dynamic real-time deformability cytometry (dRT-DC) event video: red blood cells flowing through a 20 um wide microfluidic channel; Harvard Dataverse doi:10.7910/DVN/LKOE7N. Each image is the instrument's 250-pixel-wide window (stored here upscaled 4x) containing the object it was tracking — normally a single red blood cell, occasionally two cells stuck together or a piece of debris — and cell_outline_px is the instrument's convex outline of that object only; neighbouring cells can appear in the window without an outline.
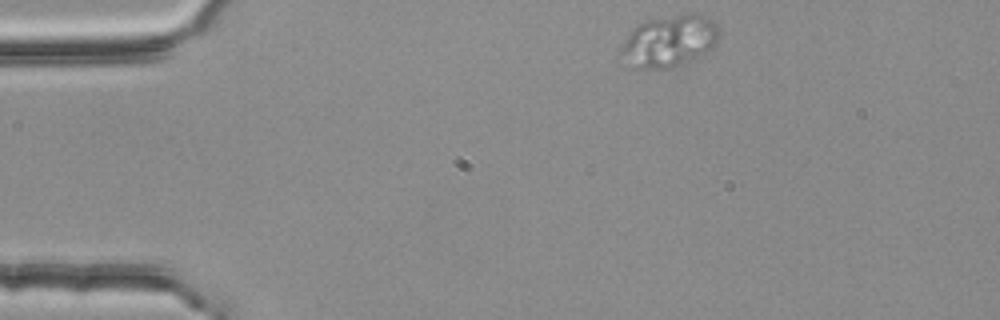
{"species": "common noctule bat (a hibernating species)", "species_latin": "Nyctalus noctula", "temperature_condition": "room temperature", "stored_images_in_passage": 49, "camera_frame_rate_fps": 3000, "um_per_image_px": 0.085, "animal": {"sex": "female", "body_mass_g": 25.1}, "frame": {"image": 1, "passage_image": 1, "time_ms": 0.0, "image_size_px": [1000, 320], "cell_outline_px": [[720, 36], [716, 44], [708, 52], [692, 60], [668, 68], [632, 68], [620, 64], [616, 60], [616, 56], [620, 48], [632, 28], [648, 20], [688, 12], [704, 16], [712, 20], [720, 28]], "centroid_in_image_um": [56.82, 3.52], "position_along_channel_um": 28.2, "area_um2": 30.46}}
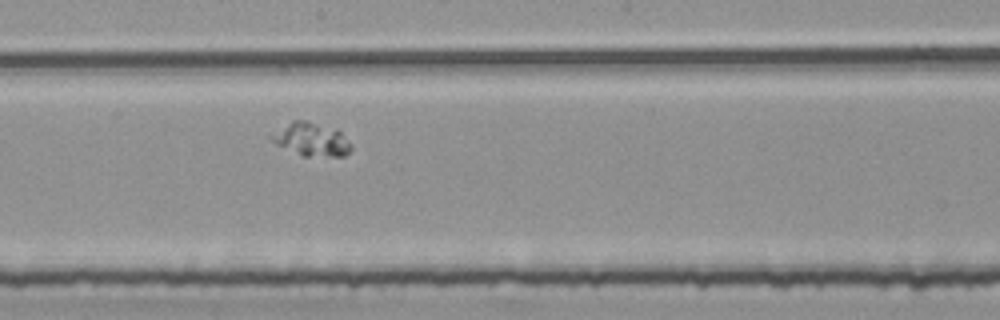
{"frame": {"image": 2, "passage_image": 22, "time_ms": 7.0, "image_size_px": [1000, 320], "cell_outline_px": [[352, 148], [344, 156], [300, 156], [276, 144], [268, 136], [292, 120], [308, 120], [336, 128], [340, 132]], "centroid_in_image_um": [26.43, 11.84], "position_along_channel_um": 221.8, "area_um2": 15.43}}